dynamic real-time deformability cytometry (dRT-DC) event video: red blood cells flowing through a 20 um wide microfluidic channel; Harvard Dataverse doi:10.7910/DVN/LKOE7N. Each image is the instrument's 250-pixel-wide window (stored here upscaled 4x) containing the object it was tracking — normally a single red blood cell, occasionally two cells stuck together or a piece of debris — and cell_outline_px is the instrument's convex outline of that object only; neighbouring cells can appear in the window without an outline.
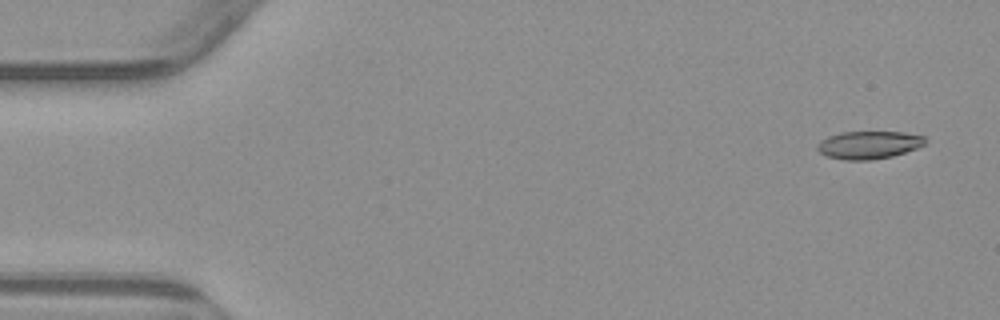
{"species": "common noctule bat (a hibernating species)", "species_latin": "Nyctalus noctula", "temperature_condition": "warm", "stored_images_in_passage": 6, "camera_frame_rate_fps": 3000, "um_per_image_px": 0.085, "animal": {"sex": "male", "body_mass_g": 23.1, "forearm_length_mm": 52.7}, "frame": {"image": 1, "passage_image": 1, "time_ms": 0.0, "image_size_px": [1000, 320], "cell_outline_px": [[928, 140], [924, 144], [916, 148], [892, 156], [868, 160], [844, 160], [828, 156], [820, 152], [816, 148], [816, 144], [820, 140], [828, 136], [840, 132], [904, 132], [924, 136]], "centroid_in_image_um": [73.83, 12.31], "position_along_channel_um": 11.2, "area_um2": 17.46}}
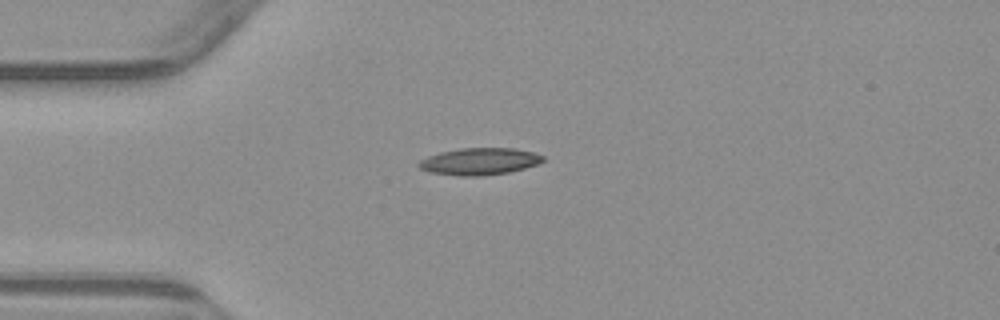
{"frame": {"image": 2, "passage_image": 4, "time_ms": 3.667, "image_size_px": [1000, 320], "cell_outline_px": [[544, 160], [536, 164], [524, 168], [508, 172], [480, 176], [460, 176], [428, 172], [420, 168], [416, 164], [420, 160], [428, 156], [440, 152], [460, 148], [512, 148], [532, 152], [544, 156]], "centroid_in_image_um": [40.71, 13.72], "position_along_channel_um": 44.3, "area_um2": 19.42}}
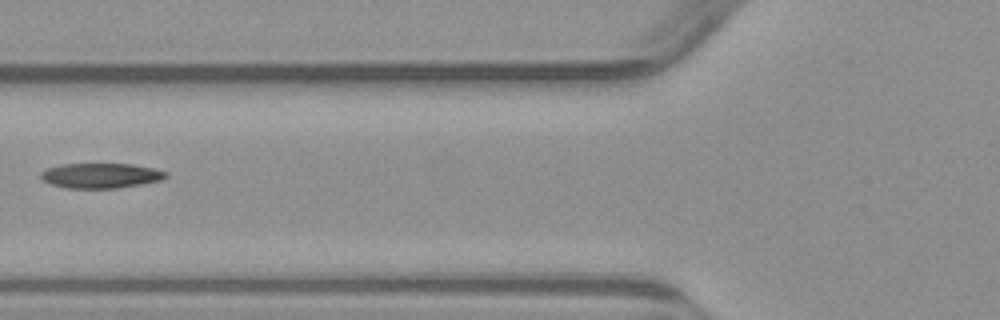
{"frame": {"image": 3, "passage_image": 6, "time_ms": 6.0, "image_size_px": [1000, 320], "cell_outline_px": [[168, 176], [164, 180], [116, 188], [68, 188], [52, 184], [44, 180], [40, 176], [40, 172], [48, 168], [60, 164], [132, 164], [156, 168], [168, 172]], "centroid_in_image_um": [8.62, 14.92], "position_along_channel_um": 117.2, "area_um2": 18.26}}